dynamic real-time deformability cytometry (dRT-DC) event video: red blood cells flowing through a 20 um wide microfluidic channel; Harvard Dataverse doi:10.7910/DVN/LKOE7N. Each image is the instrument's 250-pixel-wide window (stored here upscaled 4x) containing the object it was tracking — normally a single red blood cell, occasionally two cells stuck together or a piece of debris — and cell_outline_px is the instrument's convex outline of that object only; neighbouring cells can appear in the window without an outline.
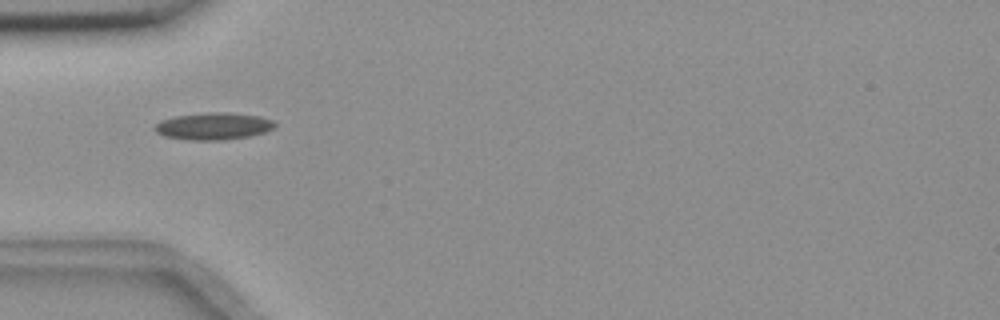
{"species": "common noctule bat (a hibernating species)", "species_latin": "Nyctalus noctula", "temperature_condition": "room temperature", "stored_images_in_passage": 11, "camera_frame_rate_fps": 3000, "um_per_image_px": 0.085, "animal": {"sex": "female", "body_mass_g": 18.4}, "frame": {"image": 1, "passage_image": 1, "time_ms": 0.0, "image_size_px": [1000, 320], "cell_outline_px": [[276, 128], [264, 132], [248, 136], [224, 140], [188, 140], [164, 136], [156, 132], [152, 128], [160, 120], [176, 116], [208, 112], [228, 112], [260, 116], [272, 120], [276, 124]], "centroid_in_image_um": [18.14, 10.72], "position_along_channel_um": 66.9, "area_um2": 19.07}}
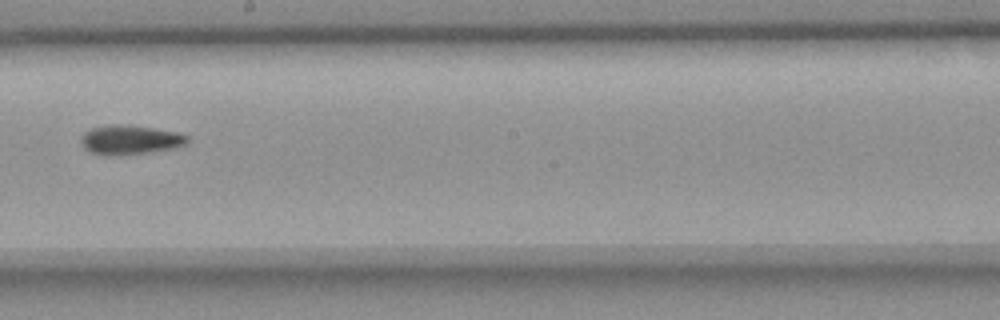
{"frame": {"image": 2, "passage_image": 5, "time_ms": 1.333, "image_size_px": [1000, 320], "cell_outline_px": [[188, 140], [184, 144], [176, 148], [148, 152], [92, 152], [84, 148], [80, 144], [80, 136], [84, 132], [92, 128], [108, 124], [128, 124], [176, 132], [188, 136]], "centroid_in_image_um": [11.06, 11.82], "position_along_channel_um": 237.1, "area_um2": 17.4}}
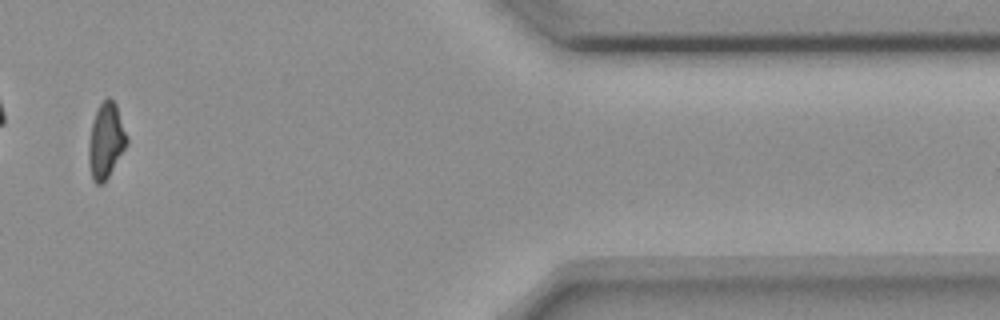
{"frame": {"image": 3, "passage_image": 10, "time_ms": 3.0, "image_size_px": [1000, 320], "cell_outline_px": [[128, 144], [108, 176], [100, 184], [96, 184], [92, 180], [88, 160], [88, 144], [92, 124], [96, 112], [100, 104], [108, 96], [116, 104], [128, 136]], "centroid_in_image_um": [9.01, 11.96], "position_along_channel_um": 402.4, "area_um2": 16.65}}